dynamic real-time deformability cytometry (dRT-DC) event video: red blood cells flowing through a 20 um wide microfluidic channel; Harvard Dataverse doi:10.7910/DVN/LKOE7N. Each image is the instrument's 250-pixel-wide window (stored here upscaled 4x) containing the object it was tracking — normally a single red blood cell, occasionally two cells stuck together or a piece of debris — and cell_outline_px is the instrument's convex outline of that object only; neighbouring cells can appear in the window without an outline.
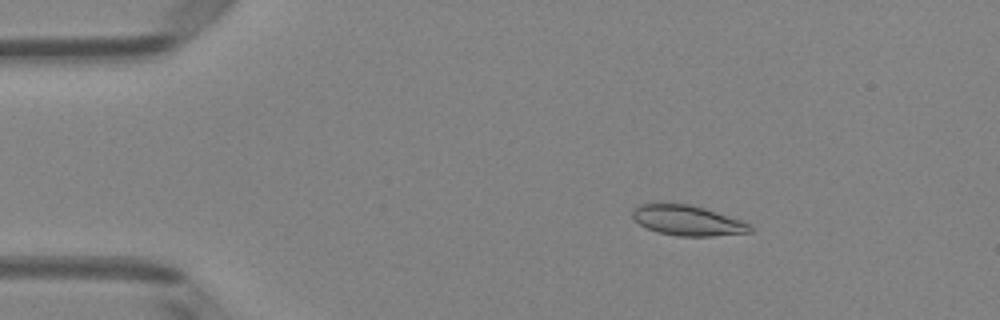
{"species": "Egyptian fruit bat (a non-hibernating species)", "species_latin": "Rousettus aegyptiacus", "temperature_condition": "room temperature", "stored_images_in_passage": 4, "camera_frame_rate_fps": 3000, "um_per_image_px": 0.085, "animal": {"sex": "female"}, "frame": {"image": 1, "passage_image": 2, "time_ms": 0.333, "image_size_px": [1000, 320], "cell_outline_px": [[752, 232], [712, 236], [676, 236], [656, 232], [632, 220], [632, 212], [640, 204], [660, 200], [692, 204], [740, 220], [748, 224], [752, 228]], "centroid_in_image_um": [58.34, 18.7], "position_along_channel_um": 26.7, "area_um2": 21.21}}
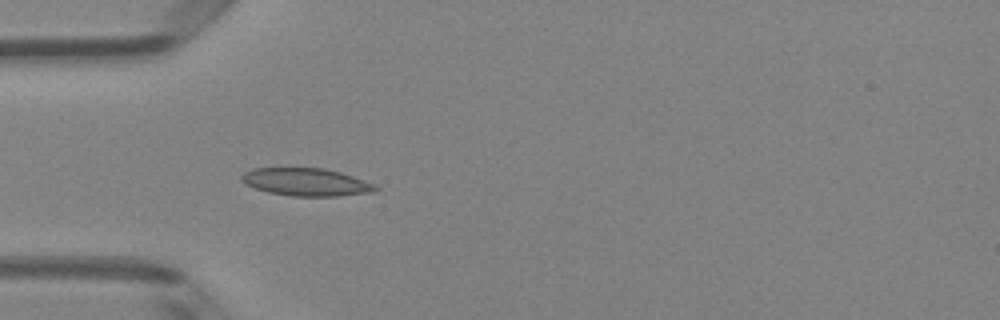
{"frame": {"image": 2, "passage_image": 4, "time_ms": 1.0, "image_size_px": [1000, 320], "cell_outline_px": [[380, 188], [376, 192], [340, 196], [292, 196], [268, 192], [244, 184], [240, 180], [240, 176], [244, 172], [252, 168], [324, 168], [340, 172], [376, 184]], "centroid_in_image_um": [26.04, 15.48], "position_along_channel_um": 59.0, "area_um2": 21.85}}